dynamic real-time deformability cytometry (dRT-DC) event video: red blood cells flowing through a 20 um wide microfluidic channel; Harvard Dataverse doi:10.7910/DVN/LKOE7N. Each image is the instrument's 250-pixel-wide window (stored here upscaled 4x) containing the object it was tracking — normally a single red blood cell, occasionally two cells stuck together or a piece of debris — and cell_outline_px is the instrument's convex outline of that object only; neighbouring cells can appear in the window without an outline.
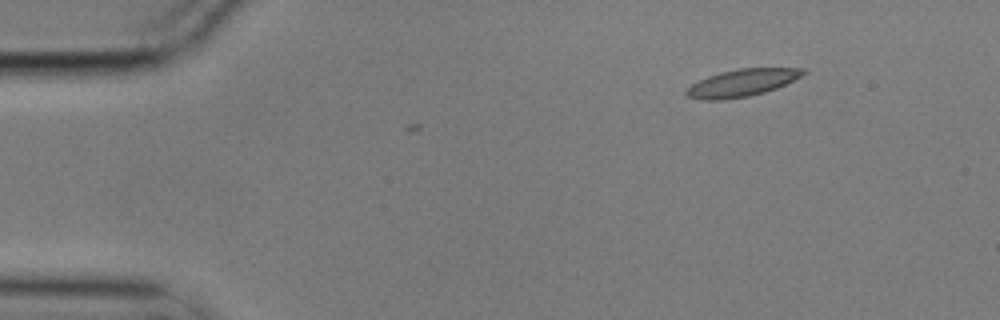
{"species": "common noctule bat (a hibernating species)", "species_latin": "Nyctalus noctula", "temperature_condition": "cold", "stored_images_in_passage": 3, "camera_frame_rate_fps": 3000, "um_per_image_px": 0.085, "animal": {"sex": "male", "body_mass_g": 17.9}, "frame": {"image": 1, "passage_image": 3, "time_ms": 0.667, "image_size_px": [1000, 320], "cell_outline_px": [[808, 72], [776, 88], [764, 92], [748, 96], [724, 100], [700, 100], [688, 96], [684, 92], [692, 84], [708, 76], [720, 72], [740, 68], [808, 68]], "centroid_in_image_um": [63.07, 7.04], "position_along_channel_um": 21.9, "area_um2": 18.44}}